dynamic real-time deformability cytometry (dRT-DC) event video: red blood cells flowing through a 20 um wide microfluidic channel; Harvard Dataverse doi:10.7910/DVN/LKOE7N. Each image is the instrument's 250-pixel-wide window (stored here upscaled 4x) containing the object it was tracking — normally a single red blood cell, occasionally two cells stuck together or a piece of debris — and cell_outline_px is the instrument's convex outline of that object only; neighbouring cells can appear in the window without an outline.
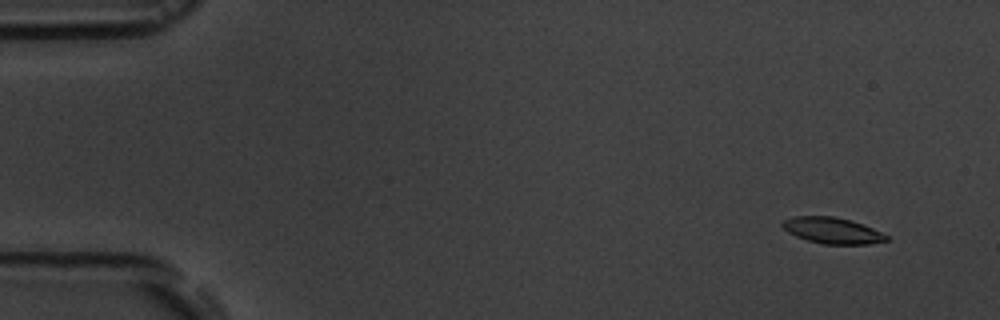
{"species": "common noctule bat (a hibernating species)", "species_latin": "Nyctalus noctula", "temperature_condition": "room temperature", "stored_images_in_passage": 6, "camera_frame_rate_fps": 3000, "um_per_image_px": 0.085, "animal": {"sex": "male", "body_mass_g": 19.5, "forearm_length_mm": 54.6}, "frame": {"image": 1, "passage_image": 2, "time_ms": 1.0, "image_size_px": [1000, 320], "cell_outline_px": [[888, 240], [868, 244], [824, 244], [808, 240], [796, 236], [788, 232], [780, 224], [784, 220], [792, 216], [836, 216], [872, 228], [888, 236]], "centroid_in_image_um": [70.71, 19.59], "position_along_channel_um": 14.3, "area_um2": 15.61}}
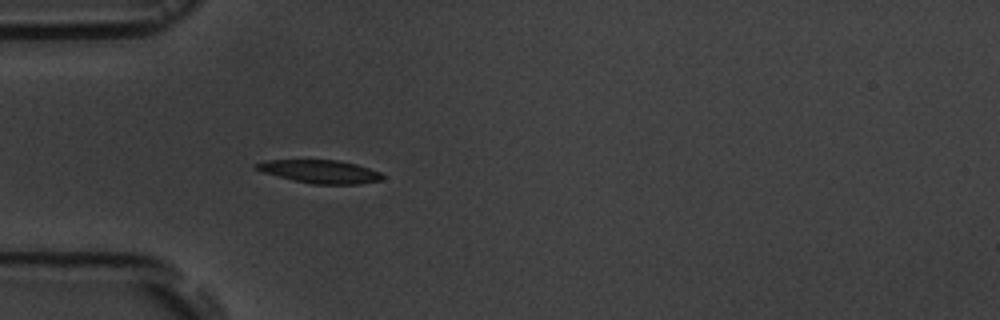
{"frame": {"image": 2, "passage_image": 6, "time_ms": 5.333, "image_size_px": [1000, 320], "cell_outline_px": [[384, 180], [360, 184], [312, 184], [292, 180], [264, 172], [252, 168], [252, 164], [268, 160], [336, 160], [356, 164], [380, 172], [384, 176]], "centroid_in_image_um": [27.2, 14.59], "position_along_channel_um": 57.8, "area_um2": 17.11}}